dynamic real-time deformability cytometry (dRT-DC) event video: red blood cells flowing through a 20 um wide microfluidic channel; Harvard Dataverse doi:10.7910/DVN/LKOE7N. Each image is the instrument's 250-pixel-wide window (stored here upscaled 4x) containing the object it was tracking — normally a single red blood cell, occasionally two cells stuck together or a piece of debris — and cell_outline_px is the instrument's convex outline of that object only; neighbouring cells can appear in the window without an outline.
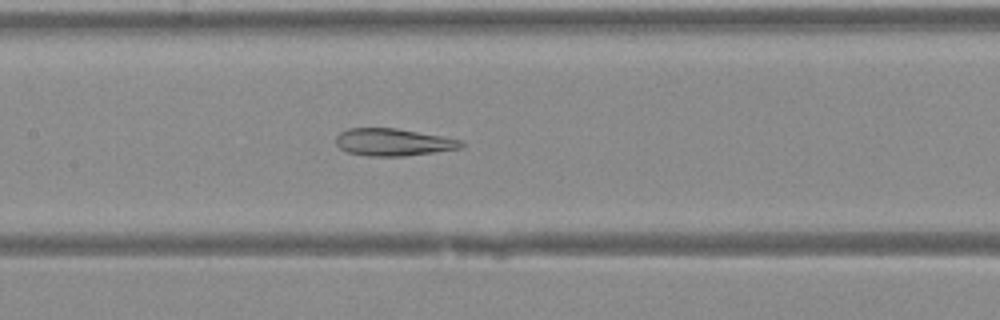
{"species": "Egyptian fruit bat (a non-hibernating species)", "species_latin": "Rousettus aegyptiacus", "temperature_condition": "warm", "stored_images_in_passage": 38, "camera_frame_rate_fps": 3000, "um_per_image_px": 0.085, "animal": {"sex": "female"}, "frame": {"image": 1, "passage_image": 16, "time_ms": 5.0, "image_size_px": [1000, 320], "cell_outline_px": [[464, 144], [460, 148], [404, 156], [368, 156], [348, 152], [340, 148], [336, 144], [336, 136], [340, 132], [348, 128], [396, 128], [440, 136], [460, 140]], "centroid_in_image_um": [33.36, 12.08], "position_along_channel_um": 174.0, "area_um2": 19.65}}
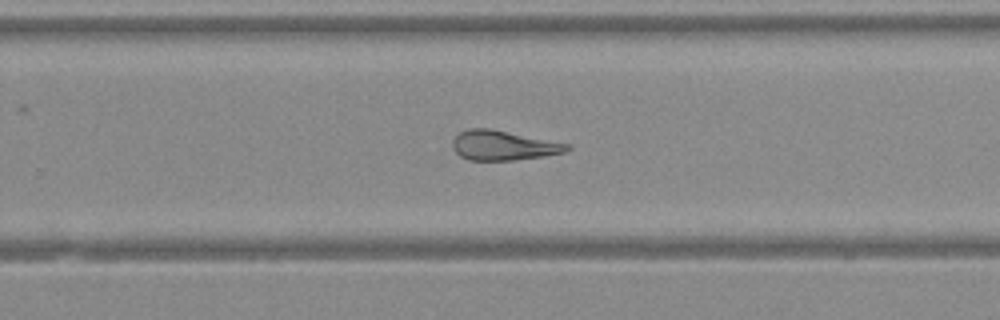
{"frame": {"image": 2, "passage_image": 23, "time_ms": 7.333, "image_size_px": [1000, 320], "cell_outline_px": [[572, 148], [564, 152], [544, 156], [512, 160], [468, 160], [460, 156], [452, 148], [452, 140], [460, 132], [468, 128], [488, 128], [572, 144]], "centroid_in_image_um": [42.79, 12.36], "position_along_channel_um": 287.0, "area_um2": 19.83}}
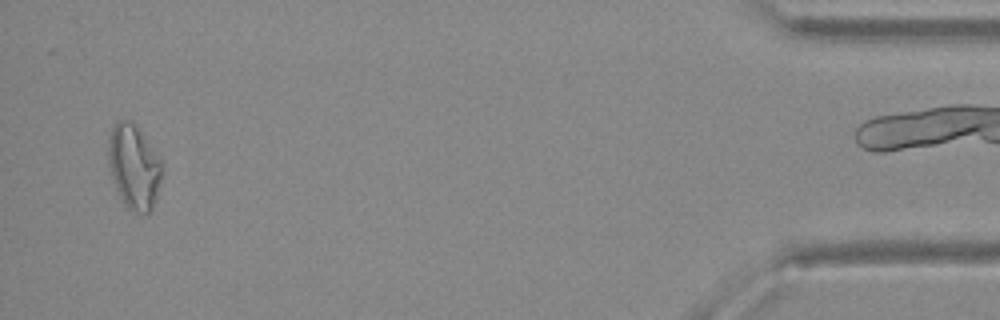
{"frame": {"image": 3, "passage_image": 36, "time_ms": 11.667, "image_size_px": [1000, 320], "cell_outline_px": [[164, 176], [152, 208], [148, 212], [136, 212], [128, 208], [120, 196], [116, 188], [108, 156], [108, 144], [112, 128], [120, 120], [132, 120], [160, 160]], "centroid_in_image_um": [11.41, 14.18], "position_along_channel_um": 423.8, "area_um2": 25.72}}